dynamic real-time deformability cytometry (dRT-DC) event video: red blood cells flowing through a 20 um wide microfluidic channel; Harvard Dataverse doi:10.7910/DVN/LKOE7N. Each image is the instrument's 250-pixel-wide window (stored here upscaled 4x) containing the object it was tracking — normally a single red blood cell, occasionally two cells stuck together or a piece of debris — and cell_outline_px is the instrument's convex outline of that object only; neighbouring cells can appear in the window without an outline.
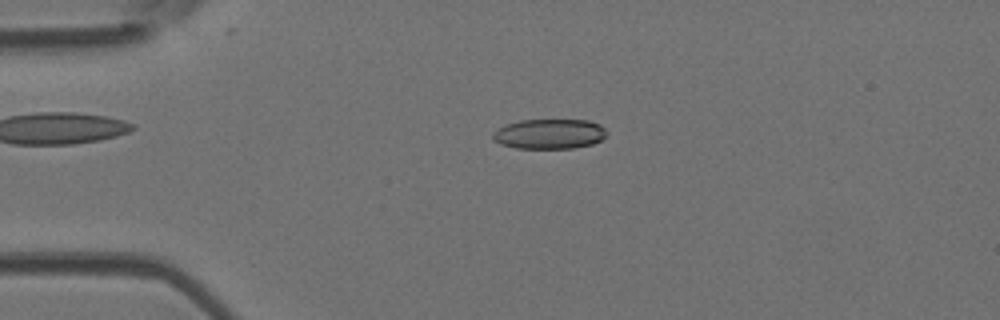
{"species": "Egyptian fruit bat (a non-hibernating species)", "species_latin": "Rousettus aegyptiacus", "temperature_condition": "room temperature", "stored_images_in_passage": 48, "camera_frame_rate_fps": 3000, "um_per_image_px": 0.085, "animal": {"sex": "female"}, "frame": {"image": 1, "passage_image": 11, "time_ms": 3.333, "image_size_px": [1000, 320], "cell_outline_px": [[608, 136], [592, 144], [572, 148], [516, 148], [500, 144], [492, 140], [492, 132], [504, 124], [520, 120], [588, 120], [600, 124], [608, 132]], "centroid_in_image_um": [46.68, 11.38], "position_along_channel_um": 38.3, "area_um2": 20.11}}
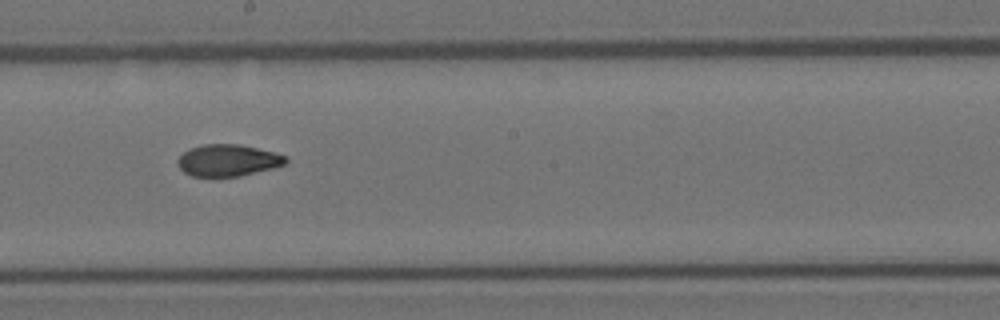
{"frame": {"image": 2, "passage_image": 28, "time_ms": 9.0, "image_size_px": [1000, 320], "cell_outline_px": [[288, 160], [284, 164], [272, 168], [240, 176], [192, 176], [184, 172], [176, 164], [176, 160], [188, 148], [204, 144], [240, 144], [288, 156]], "centroid_in_image_um": [19.34, 13.62], "position_along_channel_um": 228.9, "area_um2": 19.94}}
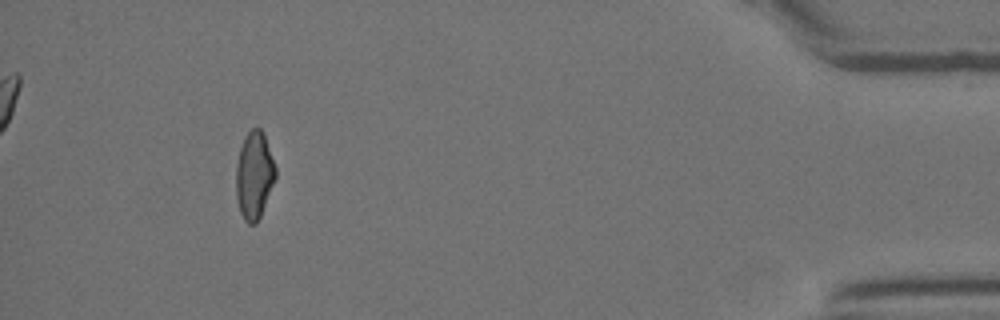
{"frame": {"image": 3, "passage_image": 47, "time_ms": 15.333, "image_size_px": [1000, 320], "cell_outline_px": [[276, 180], [260, 216], [256, 224], [248, 224], [244, 220], [240, 212], [236, 196], [236, 164], [240, 148], [244, 136], [252, 128], [260, 128], [264, 136], [276, 168]], "centroid_in_image_um": [21.6, 14.93], "position_along_channel_um": 413.6, "area_um2": 20.11}}